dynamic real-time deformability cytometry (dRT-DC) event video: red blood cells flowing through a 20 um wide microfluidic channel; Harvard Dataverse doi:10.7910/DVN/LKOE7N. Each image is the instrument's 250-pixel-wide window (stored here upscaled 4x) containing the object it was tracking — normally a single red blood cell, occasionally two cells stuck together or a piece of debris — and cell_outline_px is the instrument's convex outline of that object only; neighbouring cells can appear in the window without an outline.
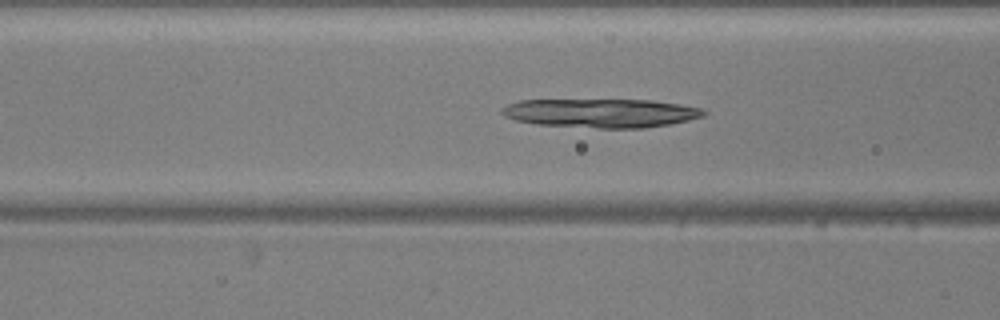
{"species": "common noctule bat (a hibernating species)", "species_latin": "Nyctalus noctula", "temperature_condition": "warm", "stored_images_in_passage": 46, "camera_frame_rate_fps": 3000, "um_per_image_px": 0.085, "animal": {"sex": "male", "body_mass_g": 20.5, "forearm_length_mm": 52.5}, "frame": {"image": 1, "passage_image": 20, "time_ms": 6.333, "image_size_px": [1000, 320], "cell_outline_px": [[708, 112], [704, 116], [688, 120], [668, 124], [644, 128], [600, 128], [536, 124], [516, 120], [504, 116], [500, 112], [508, 104], [520, 100], [652, 100], [680, 104], [700, 108]], "centroid_in_image_um": [51.1, 9.61], "position_along_channel_um": 115.5, "area_um2": 33.76}}
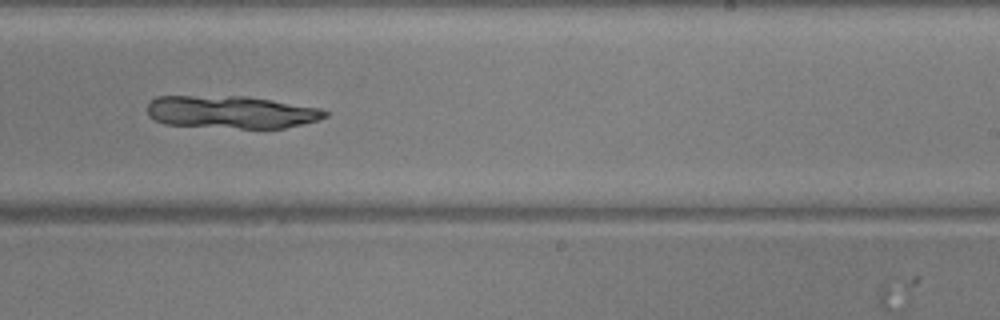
{"frame": {"image": 2, "passage_image": 32, "time_ms": 10.333, "image_size_px": [1000, 320], "cell_outline_px": [[328, 116], [320, 120], [284, 128], [240, 128], [164, 124], [148, 116], [148, 104], [156, 96], [244, 96], [272, 100], [320, 108], [328, 112]], "centroid_in_image_um": [19.67, 9.52], "position_along_channel_um": 269.3, "area_um2": 33.76}}
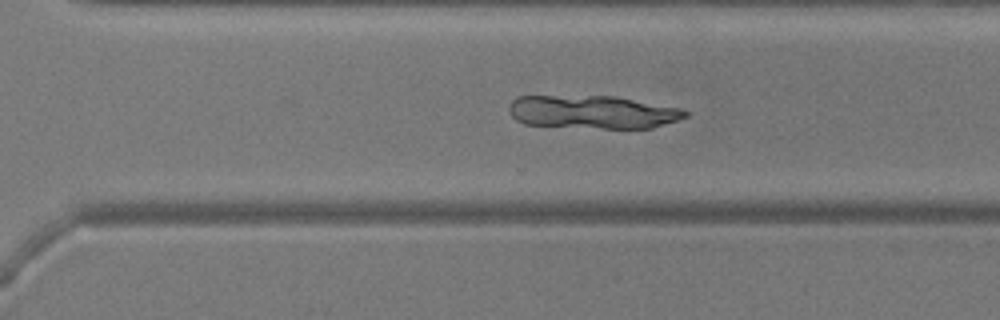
{"frame": {"image": 3, "passage_image": 36, "time_ms": 11.667, "image_size_px": [1000, 320], "cell_outline_px": [[688, 116], [680, 120], [652, 128], [604, 128], [524, 124], [516, 120], [512, 116], [508, 108], [508, 104], [516, 96], [616, 96], [680, 108], [688, 112]], "centroid_in_image_um": [50.38, 9.52], "position_along_channel_um": 320.2, "area_um2": 34.16}}